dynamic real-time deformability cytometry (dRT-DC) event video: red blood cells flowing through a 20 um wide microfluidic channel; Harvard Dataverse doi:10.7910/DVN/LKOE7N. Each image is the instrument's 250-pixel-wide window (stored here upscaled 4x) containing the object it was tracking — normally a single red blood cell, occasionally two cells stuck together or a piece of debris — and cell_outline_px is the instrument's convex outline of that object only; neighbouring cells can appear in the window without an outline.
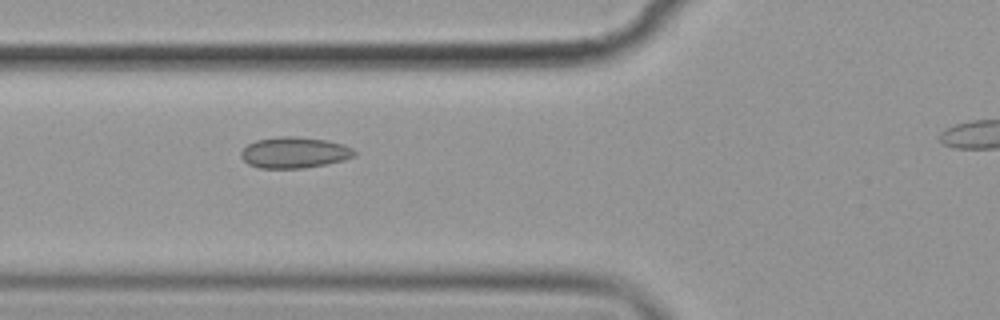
{"species": "common noctule bat (a hibernating species)", "species_latin": "Nyctalus noctula", "temperature_condition": "cold", "stored_images_in_passage": 11, "segment_of_instrument_passage": [1, 2], "camera_frame_rate_fps": 3000, "um_per_image_px": 0.085, "animal": {"sex": "female", "body_mass_g": 19.9}, "frame": {"image": 1, "passage_image": 7, "time_ms": 7.0, "image_size_px": [1000, 320], "cell_outline_px": [[356, 156], [344, 160], [304, 168], [260, 168], [248, 164], [240, 156], [240, 152], [248, 144], [256, 140], [280, 136], [296, 136], [324, 140], [344, 144], [352, 148], [356, 152]], "centroid_in_image_um": [25.02, 12.96], "position_along_channel_um": 100.8, "area_um2": 20.52}}
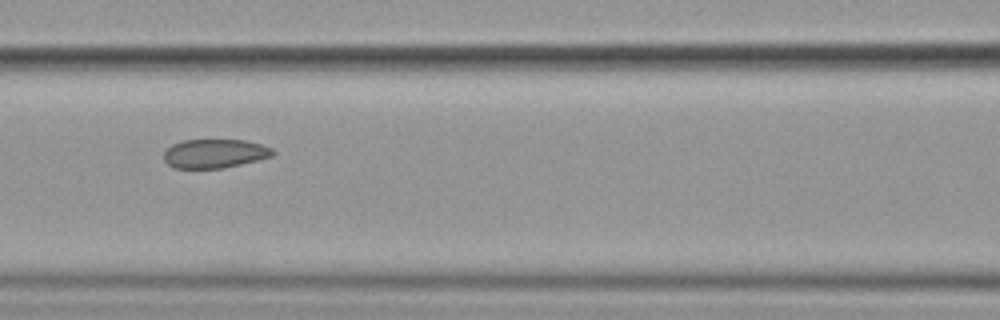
{"frame": {"image": 2, "passage_image": 8, "time_ms": 8.333, "image_size_px": [1000, 320], "cell_outline_px": [[276, 152], [272, 156], [240, 164], [220, 168], [176, 168], [168, 164], [164, 160], [164, 152], [172, 144], [184, 140], [244, 140], [260, 144], [272, 148]], "centroid_in_image_um": [18.24, 13.04], "position_along_channel_um": 148.4, "area_um2": 18.15}}
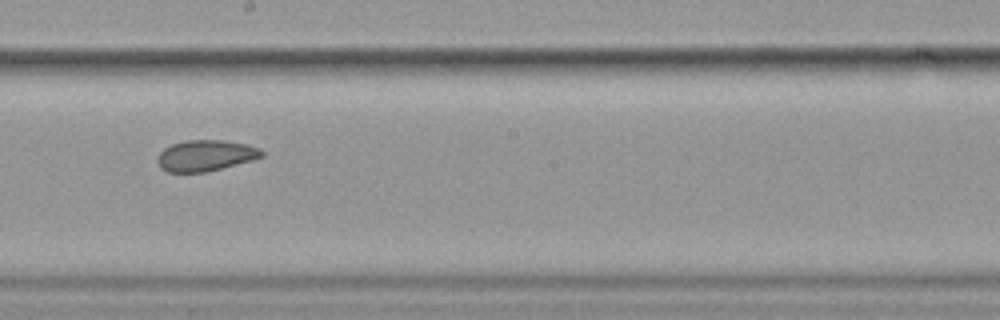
{"frame": {"image": 3, "passage_image": 10, "time_ms": 10.667, "image_size_px": [1000, 320], "cell_outline_px": [[264, 156], [252, 160], [204, 172], [168, 172], [160, 168], [156, 160], [160, 152], [164, 148], [172, 144], [184, 140], [224, 140], [244, 144], [260, 148], [264, 152]], "centroid_in_image_um": [17.45, 13.21], "position_along_channel_um": 230.8, "area_um2": 18.79}}